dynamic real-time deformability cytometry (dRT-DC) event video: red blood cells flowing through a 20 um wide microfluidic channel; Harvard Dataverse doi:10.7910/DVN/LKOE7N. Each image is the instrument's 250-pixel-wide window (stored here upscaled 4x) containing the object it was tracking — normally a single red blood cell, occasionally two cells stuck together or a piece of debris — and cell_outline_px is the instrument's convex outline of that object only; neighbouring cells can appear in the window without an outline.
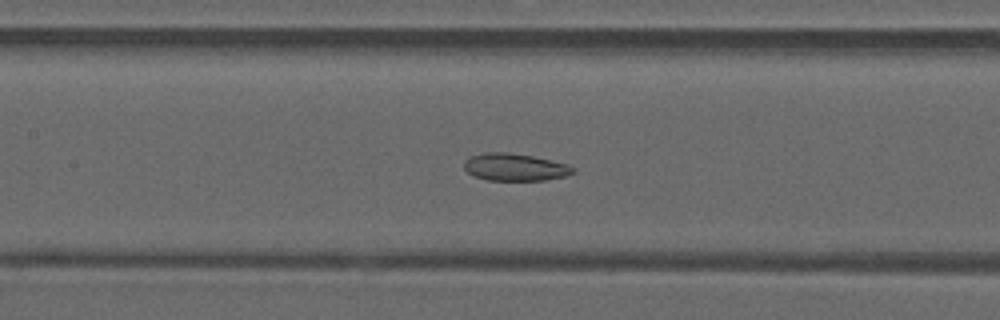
{"species": "common noctule bat (a hibernating species)", "species_latin": "Nyctalus noctula", "temperature_condition": "warm", "stored_images_in_passage": 44, "camera_frame_rate_fps": 3000, "um_per_image_px": 0.085, "animal": {"sex": "male", "forearm_length_mm": 52.5}, "frame": {"image": 1, "passage_image": 18, "time_ms": 5.667, "image_size_px": [1000, 320], "cell_outline_px": [[576, 172], [564, 176], [544, 180], [488, 180], [472, 176], [464, 168], [464, 160], [468, 156], [484, 152], [508, 152], [532, 156], [568, 164], [576, 168]], "centroid_in_image_um": [43.74, 14.2], "position_along_channel_um": 163.7, "area_um2": 17.51}}
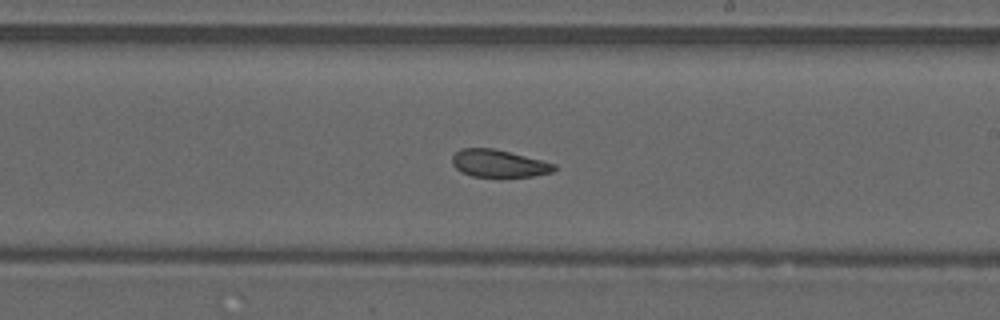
{"frame": {"image": 2, "passage_image": 24, "time_ms": 7.667, "image_size_px": [1000, 320], "cell_outline_px": [[556, 168], [552, 172], [532, 176], [472, 176], [460, 172], [452, 164], [452, 156], [460, 148], [492, 148], [556, 164]], "centroid_in_image_um": [42.34, 13.89], "position_along_channel_um": 246.7, "area_um2": 16.01}}
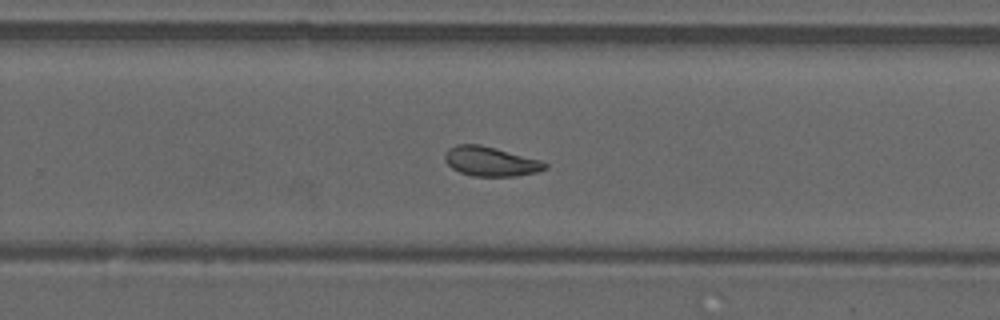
{"frame": {"image": 3, "passage_image": 27, "time_ms": 8.667, "image_size_px": [1000, 320], "cell_outline_px": [[548, 168], [536, 172], [516, 176], [472, 176], [460, 172], [452, 168], [444, 160], [444, 152], [448, 148], [456, 144], [480, 144], [496, 148], [540, 160], [548, 164]], "centroid_in_image_um": [41.67, 13.71], "position_along_channel_um": 288.1, "area_um2": 17.28}, "authors_computed_cell_mechanics": {"area_um2": 17.9758, "velocity_mm_per_s": 4.1754, "shape_relaxation_time_tau1_ms": null, "shape_relaxation_time_tau2_ms": 3.9045, "deformation_change_tau1": null, "deformation_change_tau2": 0.1172}}